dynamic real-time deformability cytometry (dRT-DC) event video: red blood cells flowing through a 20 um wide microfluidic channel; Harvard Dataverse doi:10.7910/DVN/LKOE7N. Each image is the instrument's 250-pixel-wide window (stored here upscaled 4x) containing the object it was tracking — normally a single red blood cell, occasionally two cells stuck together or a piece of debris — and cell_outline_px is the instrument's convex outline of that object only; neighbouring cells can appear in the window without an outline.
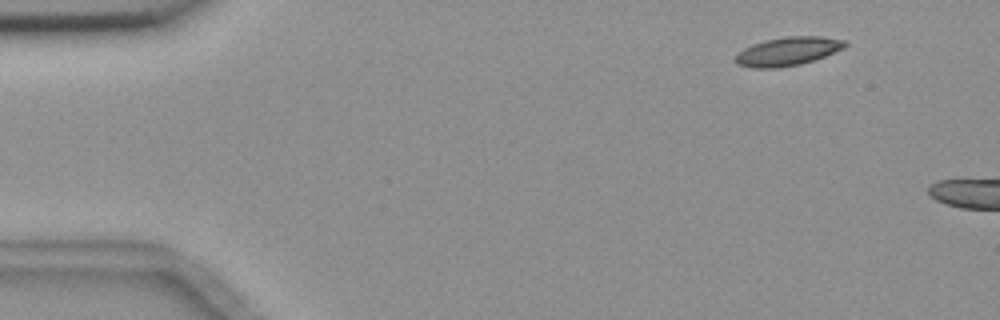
{"species": "common noctule bat (a hibernating species)", "species_latin": "Nyctalus noctula", "temperature_condition": "room temperature", "stored_images_in_passage": 5, "camera_frame_rate_fps": 3000, "um_per_image_px": 0.085, "animal": {"sex": "female", "body_mass_g": 18.4}, "frame": {"image": 1, "passage_image": 1, "time_ms": 0.0, "image_size_px": [1000, 320], "cell_outline_px": [[848, 44], [844, 48], [824, 56], [800, 64], [780, 68], [752, 68], [736, 64], [736, 56], [744, 48], [752, 44], [764, 40], [784, 36], [820, 36], [844, 40]], "centroid_in_image_um": [66.95, 4.36], "position_along_channel_um": 18.0, "area_um2": 18.21}}
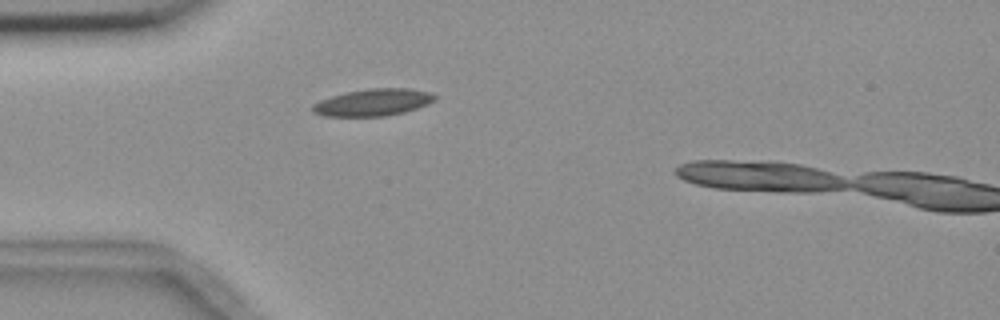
{"frame": {"image": 2, "passage_image": 4, "time_ms": 3.333, "image_size_px": [1000, 320], "cell_outline_px": [[436, 100], [428, 104], [404, 112], [384, 116], [324, 116], [312, 112], [312, 104], [320, 100], [344, 92], [368, 88], [408, 88], [428, 92], [436, 96]], "centroid_in_image_um": [31.69, 8.7], "position_along_channel_um": 53.3, "area_um2": 19.25}}